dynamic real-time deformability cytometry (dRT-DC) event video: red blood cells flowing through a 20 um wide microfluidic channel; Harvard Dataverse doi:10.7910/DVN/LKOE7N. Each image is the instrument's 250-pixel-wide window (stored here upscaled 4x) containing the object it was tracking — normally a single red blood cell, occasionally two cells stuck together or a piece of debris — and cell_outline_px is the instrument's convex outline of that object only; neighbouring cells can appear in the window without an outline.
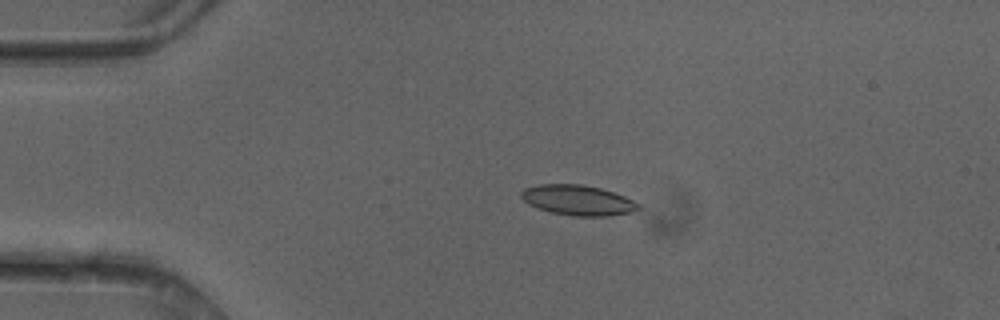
{"species": "common noctule bat (a hibernating species)", "species_latin": "Nyctalus noctula", "temperature_condition": "cold", "stored_images_in_passage": 40, "camera_frame_rate_fps": 3000, "um_per_image_px": 0.085, "animal": {"sex": "female"}, "frame": {"image": 1, "passage_image": 1, "time_ms": 0.0, "image_size_px": [1000, 320], "cell_outline_px": [[640, 208], [632, 212], [608, 216], [572, 216], [552, 212], [528, 204], [520, 196], [520, 192], [524, 188], [540, 184], [580, 184], [600, 188], [624, 196], [640, 204]], "centroid_in_image_um": [49.11, 17.01], "position_along_channel_um": 35.9, "area_um2": 20.52}}
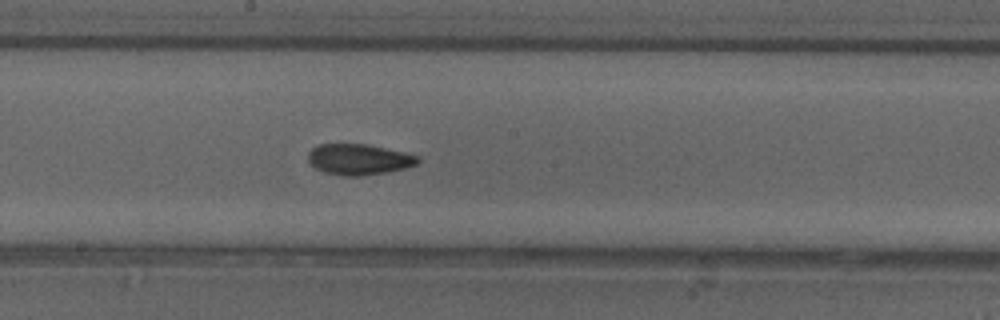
{"frame": {"image": 2, "passage_image": 17, "time_ms": 5.333, "image_size_px": [1000, 320], "cell_outline_px": [[420, 160], [416, 164], [404, 168], [388, 172], [360, 176], [344, 176], [324, 172], [316, 168], [308, 160], [308, 152], [312, 148], [320, 144], [368, 144], [404, 152], [420, 156]], "centroid_in_image_um": [30.51, 13.54], "position_along_channel_um": 217.7, "area_um2": 19.71}}
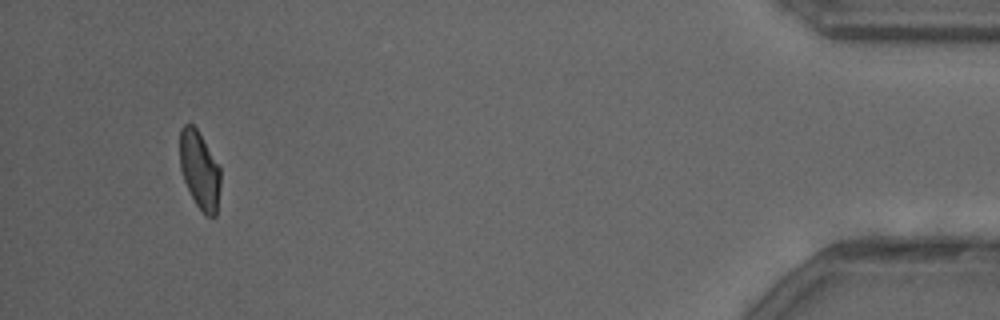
{"frame": {"image": 3, "passage_image": 37, "time_ms": 12.0, "image_size_px": [1000, 320], "cell_outline_px": [[220, 188], [216, 216], [208, 216], [196, 204], [184, 180], [180, 168], [180, 128], [184, 124], [192, 124], [196, 128], [220, 168]], "centroid_in_image_um": [16.96, 14.45], "position_along_channel_um": 418.2, "area_um2": 18.09}, "authors_computed_cell_mechanics": {"area_um2": 19.652, "velocity_mm_per_s": 4.1443, "shape_relaxation_time_tau1_ms": 4.8063, "shape_relaxation_time_tau2_ms": 1.6892, "deformation_change_tau1": 0.1221, "deformation_change_tau2": 0.0711}}